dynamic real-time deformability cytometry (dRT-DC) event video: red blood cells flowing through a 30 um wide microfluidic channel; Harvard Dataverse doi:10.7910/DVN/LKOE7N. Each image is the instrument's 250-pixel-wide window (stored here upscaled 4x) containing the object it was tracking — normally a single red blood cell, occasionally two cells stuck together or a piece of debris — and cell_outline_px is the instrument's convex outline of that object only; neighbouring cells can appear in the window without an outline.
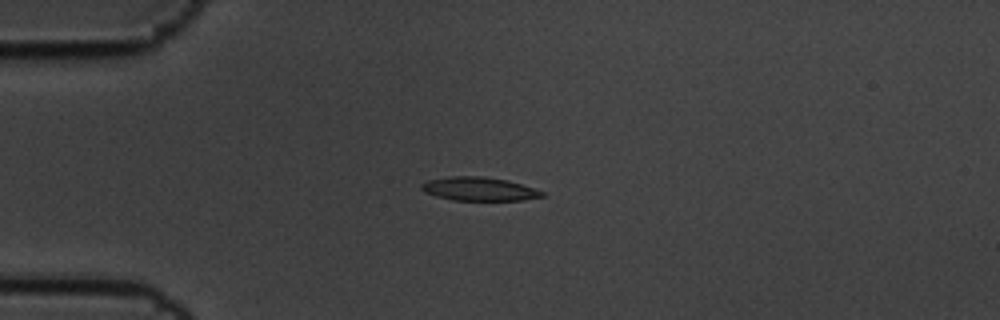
{"species": "common noctule bat (a hibernating species)", "species_latin": "Nyctalus noctula", "temperature_condition": "cold", "stored_images_in_passage": 8, "camera_frame_rate_fps": 3000, "um_per_image_px": 0.085, "animal": {"sex": "male", "body_mass_g": 19.5, "forearm_length_mm": 54.6}, "frame": {"image": 1, "passage_image": 5, "time_ms": 1.333, "image_size_px": [1000, 320], "cell_outline_px": [[544, 196], [524, 200], [452, 200], [436, 196], [424, 192], [420, 188], [420, 184], [428, 180], [448, 176], [484, 176], [508, 180], [544, 192]], "centroid_in_image_um": [40.67, 16.05], "position_along_channel_um": 44.3, "area_um2": 16.59}}
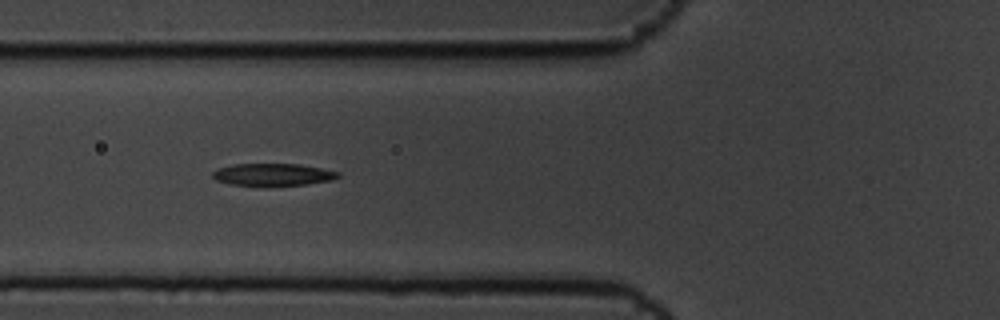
{"frame": {"image": 2, "passage_image": 7, "time_ms": 2.0, "image_size_px": [1000, 320], "cell_outline_px": [[340, 176], [332, 180], [308, 184], [232, 184], [216, 180], [212, 176], [212, 172], [220, 168], [232, 164], [300, 164], [340, 172]], "centroid_in_image_um": [23.23, 14.81], "position_along_channel_um": 102.6, "area_um2": 15.72}}
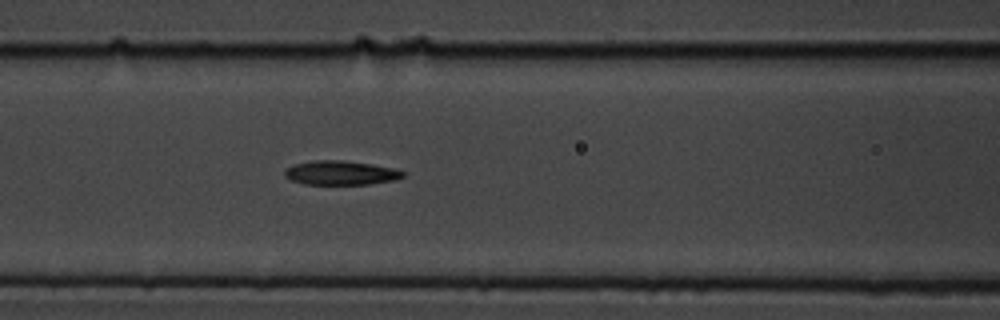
{"frame": {"image": 3, "passage_image": 8, "time_ms": 2.333, "image_size_px": [1000, 320], "cell_outline_px": [[404, 176], [396, 180], [368, 184], [304, 184], [292, 180], [284, 176], [284, 172], [292, 164], [312, 160], [344, 160], [372, 164], [392, 168], [404, 172]], "centroid_in_image_um": [28.94, 14.68], "position_along_channel_um": 137.7, "area_um2": 16.65}}